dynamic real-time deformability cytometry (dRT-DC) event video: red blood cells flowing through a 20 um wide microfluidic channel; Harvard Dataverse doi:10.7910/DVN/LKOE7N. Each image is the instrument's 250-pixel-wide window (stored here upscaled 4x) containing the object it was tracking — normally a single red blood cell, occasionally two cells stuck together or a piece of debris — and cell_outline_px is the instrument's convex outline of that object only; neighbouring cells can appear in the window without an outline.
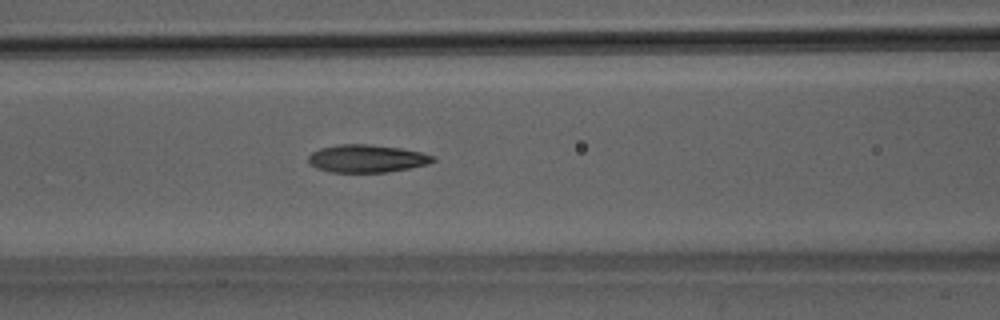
{"species": "Egyptian fruit bat (a non-hibernating species)", "species_latin": "Rousettus aegyptiacus", "temperature_condition": "room temperature", "stored_images_in_passage": 46, "camera_frame_rate_fps": 3000, "um_per_image_px": 0.085, "animal": {"sex": "male"}, "frame": {"image": 1, "passage_image": 18, "time_ms": 5.667, "image_size_px": [1000, 320], "cell_outline_px": [[436, 160], [428, 164], [388, 172], [328, 172], [316, 168], [308, 164], [308, 156], [312, 152], [320, 148], [340, 144], [368, 144], [400, 148], [420, 152], [432, 156]], "centroid_in_image_um": [31.12, 13.48], "position_along_channel_um": 135.5, "area_um2": 20.11}}
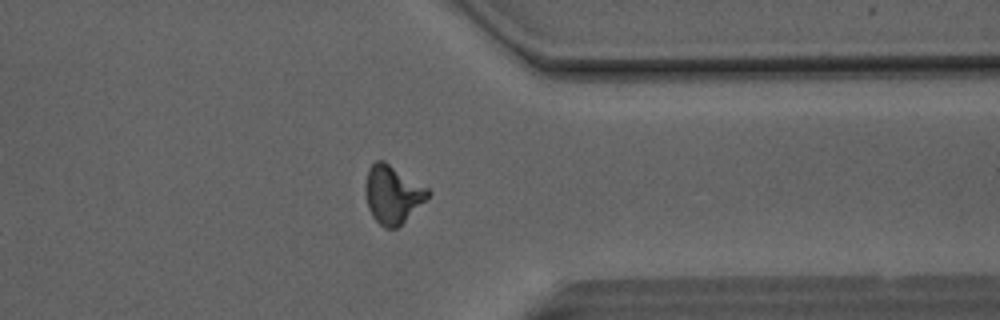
{"frame": {"image": 2, "passage_image": 36, "time_ms": 11.667, "image_size_px": [1000, 320], "cell_outline_px": [[432, 192], [396, 228], [384, 228], [372, 216], [368, 208], [364, 192], [364, 188], [368, 168], [376, 160], [384, 160], [428, 188]], "centroid_in_image_um": [33.32, 16.49], "position_along_channel_um": 378.1, "area_um2": 20.87}}
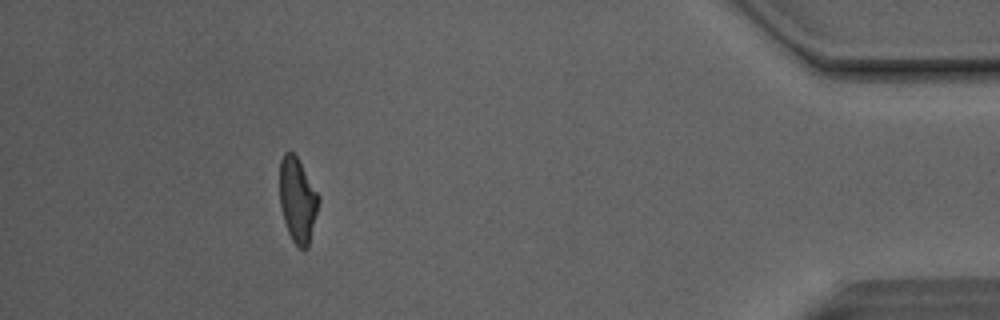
{"frame": {"image": 3, "passage_image": 42, "time_ms": 13.667, "image_size_px": [1000, 320], "cell_outline_px": [[320, 200], [308, 248], [300, 248], [292, 240], [288, 232], [280, 208], [280, 160], [284, 152], [292, 152], [296, 156], [320, 196]], "centroid_in_image_um": [25.29, 17.0], "position_along_channel_um": 409.9, "area_um2": 19.13}, "authors_computed_cell_mechanics": {"area_um2": 20.2011, "velocity_mm_per_s": 4.1402, "shape_relaxation_time_tau1_ms": 6.0013, "shape_relaxation_time_tau2_ms": 1.576, "deformation_change_tau1": 0.212, "deformation_change_tau2": 0.0956}}